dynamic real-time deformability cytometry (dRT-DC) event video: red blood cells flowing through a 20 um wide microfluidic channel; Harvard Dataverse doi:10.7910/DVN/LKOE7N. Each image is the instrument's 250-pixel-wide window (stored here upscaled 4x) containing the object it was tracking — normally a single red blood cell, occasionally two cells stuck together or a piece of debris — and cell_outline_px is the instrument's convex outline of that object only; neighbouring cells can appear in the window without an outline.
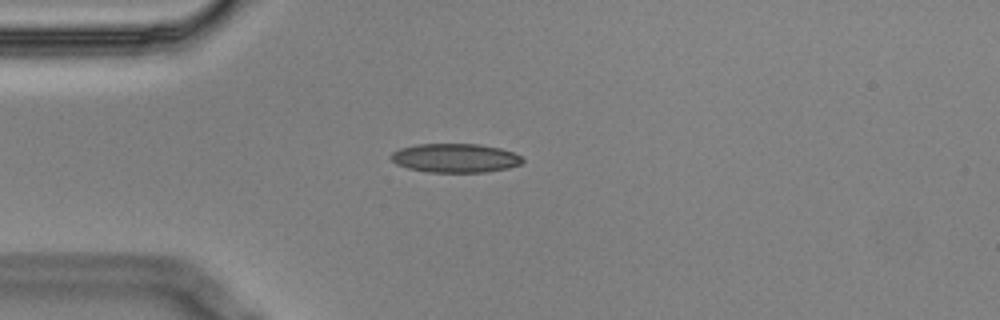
{"species": "Egyptian fruit bat (a non-hibernating species)", "species_latin": "Rousettus aegyptiacus", "temperature_condition": "cold", "stored_images_in_passage": 2, "camera_frame_rate_fps": 3000, "um_per_image_px": 0.085, "animal": {"sex": "male"}, "frame": {"image": 1, "passage_image": 1, "time_ms": 0.0, "image_size_px": [1000, 320], "cell_outline_px": [[524, 160], [520, 164], [508, 168], [488, 172], [424, 172], [408, 168], [396, 164], [392, 160], [392, 152], [400, 148], [416, 144], [480, 144], [500, 148], [512, 152], [520, 156]], "centroid_in_image_um": [38.69, 13.43], "position_along_channel_um": 46.3, "area_um2": 22.2}}